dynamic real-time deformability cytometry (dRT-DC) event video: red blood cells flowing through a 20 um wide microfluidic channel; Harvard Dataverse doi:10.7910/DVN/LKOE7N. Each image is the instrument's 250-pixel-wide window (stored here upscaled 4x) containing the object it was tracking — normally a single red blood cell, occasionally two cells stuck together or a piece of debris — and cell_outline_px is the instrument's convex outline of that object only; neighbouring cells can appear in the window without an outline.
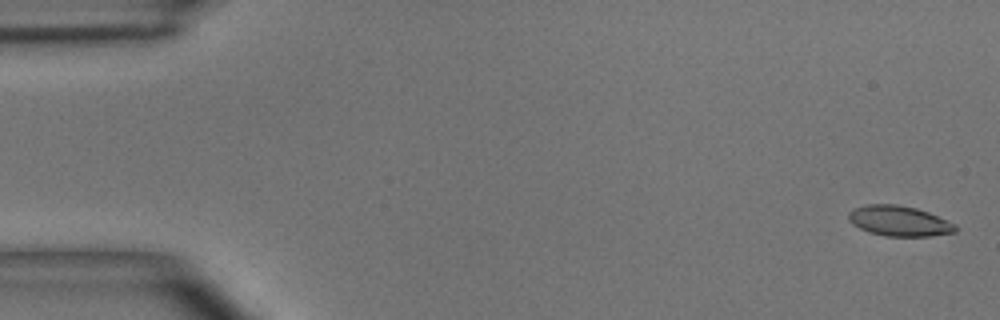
{"species": "common noctule bat (a hibernating species)", "species_latin": "Nyctalus noctula", "temperature_condition": "room temperature", "stored_images_in_passage": 6, "camera_frame_rate_fps": 3000, "um_per_image_px": 0.085, "animal": {"sex": "male", "body_mass_g": 15.6}, "frame": {"image": 1, "passage_image": 1, "time_ms": 0.0, "image_size_px": [1000, 320], "cell_outline_px": [[956, 232], [928, 236], [888, 236], [868, 232], [852, 224], [848, 220], [848, 212], [856, 208], [868, 204], [896, 204], [916, 208], [928, 212], [956, 224]], "centroid_in_image_um": [76.42, 18.78], "position_along_channel_um": 8.6, "area_um2": 18.79}}
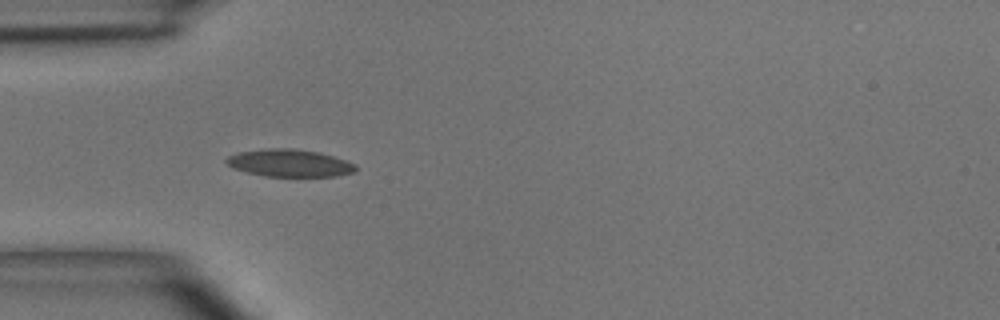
{"frame": {"image": 2, "passage_image": 5, "time_ms": 4.667, "image_size_px": [1000, 320], "cell_outline_px": [[356, 168], [352, 172], [336, 176], [264, 176], [232, 168], [224, 160], [228, 156], [240, 152], [268, 148], [292, 148], [320, 152], [356, 164]], "centroid_in_image_um": [24.59, 13.85], "position_along_channel_um": 60.4, "area_um2": 20.46}}
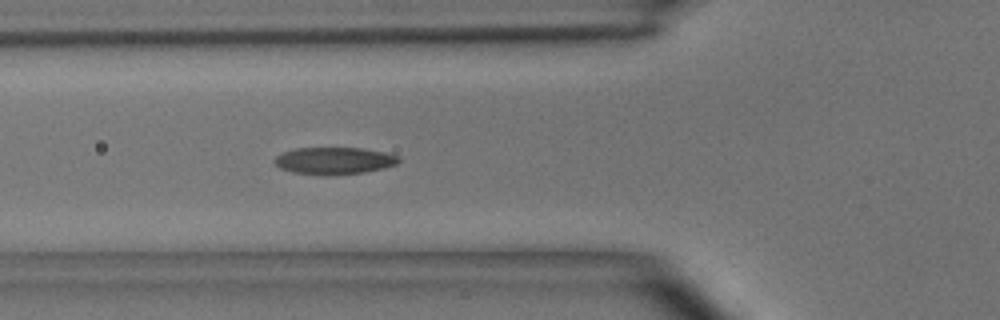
{"frame": {"image": 3, "passage_image": 6, "time_ms": 5.667, "image_size_px": [1000, 320], "cell_outline_px": [[400, 160], [396, 164], [384, 168], [364, 172], [328, 176], [292, 172], [280, 168], [272, 160], [276, 156], [284, 152], [296, 148], [364, 148], [388, 152], [400, 156]], "centroid_in_image_um": [28.43, 13.66], "position_along_channel_um": 97.4, "area_um2": 19.83}}